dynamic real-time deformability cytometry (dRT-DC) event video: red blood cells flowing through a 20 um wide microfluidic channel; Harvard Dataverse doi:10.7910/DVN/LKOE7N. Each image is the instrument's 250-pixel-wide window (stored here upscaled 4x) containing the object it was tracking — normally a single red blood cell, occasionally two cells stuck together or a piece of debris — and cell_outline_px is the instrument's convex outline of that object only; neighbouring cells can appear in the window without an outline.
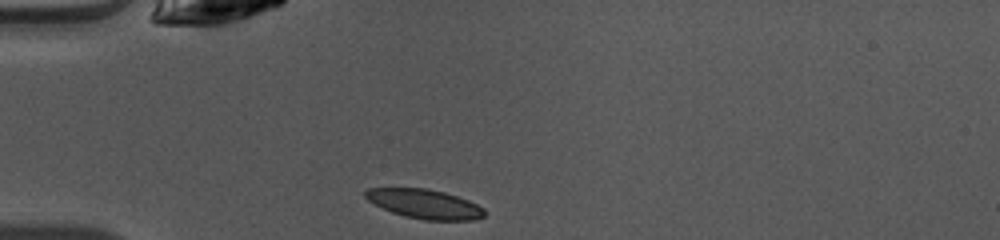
{"species": "common noctule bat (a hibernating species)", "species_latin": "Nyctalus noctula", "temperature_condition": "warm", "stored_images_in_passage": 36, "camera_frame_rate_fps": 3000, "um_per_image_px": 0.085, "animal": {"sex": "female", "body_mass_g": 10.0, "forearm_length_mm": 53.1}, "frame": {"image": 1, "passage_image": 1, "time_ms": 0.0, "image_size_px": [1000, 240], "cell_outline_px": [[484, 216], [476, 220], [424, 220], [404, 216], [392, 212], [368, 200], [364, 196], [364, 192], [368, 188], [428, 188], [444, 192], [468, 200], [484, 208]], "centroid_in_image_um": [36.1, 17.33], "position_along_channel_um": 48.9, "area_um2": 20.23}}
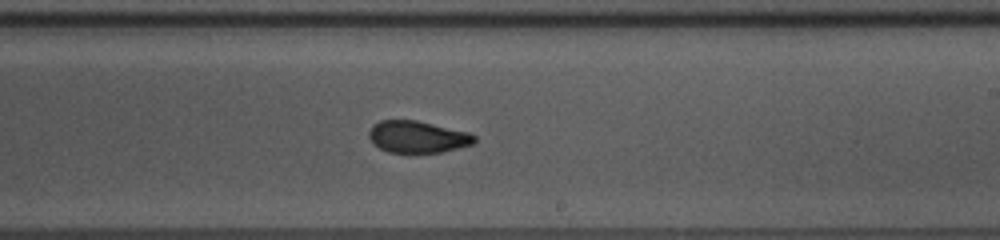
{"frame": {"image": 2, "passage_image": 17, "time_ms": 5.333, "image_size_px": [1000, 240], "cell_outline_px": [[476, 140], [472, 144], [440, 152], [388, 152], [372, 144], [368, 136], [368, 132], [372, 124], [380, 120], [416, 120], [468, 132], [476, 136]], "centroid_in_image_um": [35.43, 11.62], "position_along_channel_um": 253.6, "area_um2": 19.54}}
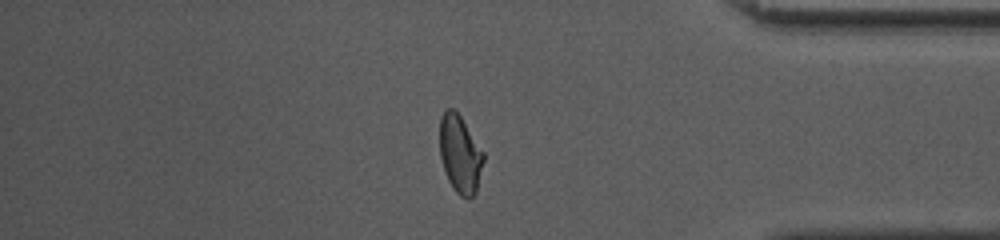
{"frame": {"image": 3, "passage_image": 29, "time_ms": 9.333, "image_size_px": [1000, 240], "cell_outline_px": [[484, 160], [476, 192], [472, 196], [460, 196], [456, 192], [448, 180], [444, 172], [440, 156], [440, 116], [448, 108], [452, 108], [460, 116], [484, 152]], "centroid_in_image_um": [39.1, 13.09], "position_along_channel_um": 396.1, "area_um2": 19.65}, "authors_computed_cell_mechanics": {"area_um2": 19.9699, "velocity_mm_per_s": 4.0882, "shape_relaxation_time_tau1_ms": 3.5405, "shape_relaxation_time_tau2_ms": 1.5729, "deformation_change_tau1": 0.1333, "deformation_change_tau2": 0.0503}}